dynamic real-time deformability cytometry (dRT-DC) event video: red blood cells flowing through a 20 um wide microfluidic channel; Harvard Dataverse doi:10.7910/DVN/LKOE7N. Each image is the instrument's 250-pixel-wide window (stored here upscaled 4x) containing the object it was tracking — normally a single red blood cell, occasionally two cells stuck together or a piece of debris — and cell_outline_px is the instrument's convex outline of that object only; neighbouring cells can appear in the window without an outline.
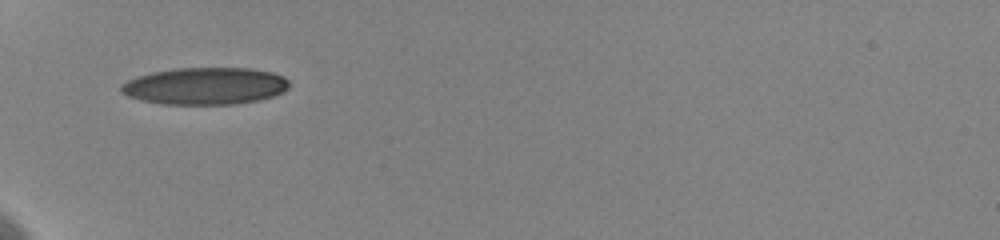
{"species": "human", "species_latin": "Homo sapiens", "temperature_condition": "cold", "stored_images_in_passage": 11, "camera_frame_rate_fps": 3000, "um_per_image_px": 0.085, "donor": {"sex": "female"}, "frame": {"image": 1, "passage_image": 1, "time_ms": 0.0, "image_size_px": [1000, 240], "cell_outline_px": [[288, 88], [284, 92], [272, 96], [256, 100], [236, 104], [164, 104], [140, 100], [128, 96], [120, 92], [120, 84], [136, 76], [152, 72], [176, 68], [248, 68], [272, 72], [284, 76], [288, 80]], "centroid_in_image_um": [17.41, 7.31], "position_along_channel_um": 67.6, "area_um2": 36.41}}
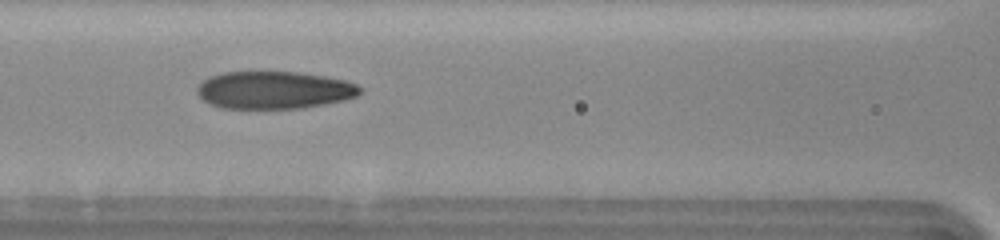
{"frame": {"image": 2, "passage_image": 9, "time_ms": 2.333, "image_size_px": [1000, 240], "cell_outline_px": [[360, 92], [356, 96], [344, 100], [304, 108], [224, 108], [208, 104], [196, 92], [196, 88], [208, 76], [224, 72], [300, 72], [324, 76], [344, 80], [356, 84], [360, 88]], "centroid_in_image_um": [23.27, 7.65], "position_along_channel_um": 143.3, "area_um2": 35.55}}